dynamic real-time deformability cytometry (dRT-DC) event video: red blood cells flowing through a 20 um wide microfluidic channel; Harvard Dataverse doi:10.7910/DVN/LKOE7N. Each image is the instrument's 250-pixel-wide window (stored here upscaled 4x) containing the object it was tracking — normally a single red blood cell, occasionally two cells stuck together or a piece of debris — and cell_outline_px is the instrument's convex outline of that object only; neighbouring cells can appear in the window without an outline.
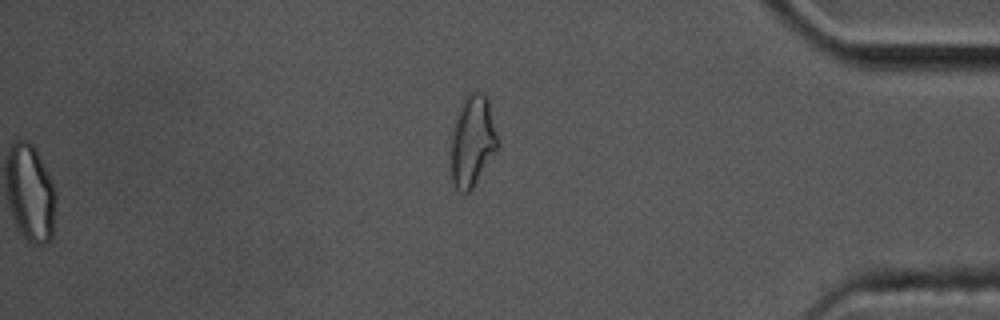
{"species": "common noctule bat (a hibernating species)", "species_latin": "Nyctalus noctula", "temperature_condition": "cold", "stored_images_in_passage": 42, "camera_frame_rate_fps": 3000, "um_per_image_px": 0.085, "animal": {"sex": "male", "body_mass_g": 17.5, "forearm_length_mm": 52.3}, "frame": {"image": 1, "passage_image": 42, "time_ms": 13.667, "image_size_px": [1000, 320], "cell_outline_px": [[500, 144], [472, 188], [468, 192], [460, 192], [456, 188], [452, 180], [452, 136], [456, 112], [464, 96], [468, 92], [484, 92], [488, 100]], "centroid_in_image_um": [40.16, 11.93], "position_along_channel_um": 395.0, "area_um2": 24.68}, "authors_computed_cell_mechanics": {"area_um2": 19.2763, "velocity_mm_per_s": 3.564, "shape_relaxation_time_tau1_ms": 4.8172, "shape_relaxation_time_tau2_ms": 3.5147, "deformation_change_tau1": 0.1097, "deformation_change_tau2": 0.0816}}